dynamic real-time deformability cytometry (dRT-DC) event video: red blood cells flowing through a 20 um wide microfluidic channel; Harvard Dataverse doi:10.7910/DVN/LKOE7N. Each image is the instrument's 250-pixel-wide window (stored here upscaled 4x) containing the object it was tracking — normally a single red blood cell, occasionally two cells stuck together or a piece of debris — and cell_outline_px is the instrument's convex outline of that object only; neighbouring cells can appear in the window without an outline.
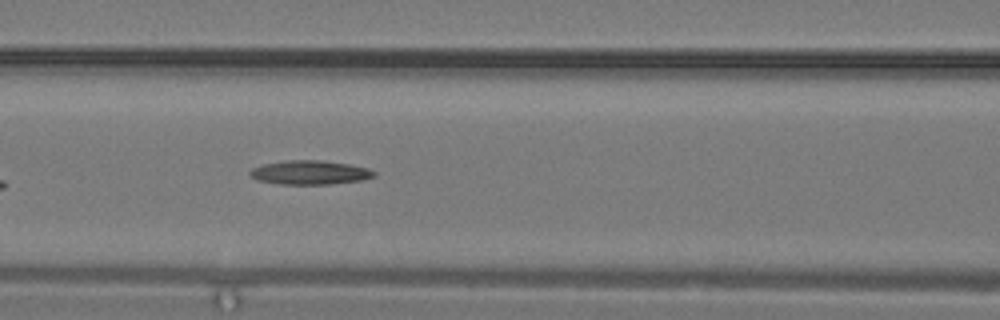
{"species": "common noctule bat (a hibernating species)", "species_latin": "Nyctalus noctula", "temperature_condition": "warm", "stored_images_in_passage": 3, "camera_frame_rate_fps": 3000, "um_per_image_px": 0.085, "animal": {"sex": "male", "body_mass_g": 19.2, "forearm_length_mm": 51.8}, "frame": {"image": 1, "passage_image": 3, "time_ms": 0.667, "image_size_px": [1000, 320], "cell_outline_px": [[376, 176], [360, 180], [328, 184], [280, 184], [256, 180], [248, 172], [252, 168], [264, 164], [284, 160], [320, 160], [348, 164], [368, 168], [376, 172]], "centroid_in_image_um": [26.32, 14.66], "position_along_channel_um": 140.3, "area_um2": 17.28}}